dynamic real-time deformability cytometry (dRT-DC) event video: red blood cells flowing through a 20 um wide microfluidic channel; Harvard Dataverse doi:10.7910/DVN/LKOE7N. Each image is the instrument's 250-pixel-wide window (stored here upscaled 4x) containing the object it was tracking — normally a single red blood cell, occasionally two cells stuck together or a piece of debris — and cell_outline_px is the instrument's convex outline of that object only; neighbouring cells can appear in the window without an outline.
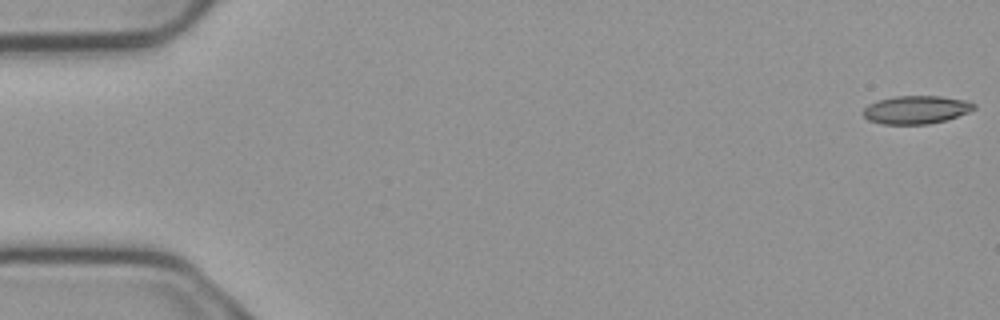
{"species": "common noctule bat (a hibernating species)", "species_latin": "Nyctalus noctula", "temperature_condition": "cold", "stored_images_in_passage": 5, "camera_frame_rate_fps": 3000, "um_per_image_px": 0.085, "animal": {"sex": "male", "body_mass_g": 23.1, "forearm_length_mm": 52.7}, "frame": {"image": 1, "passage_image": 1, "time_ms": 0.0, "image_size_px": [1000, 320], "cell_outline_px": [[976, 108], [968, 112], [944, 120], [928, 124], [880, 124], [868, 120], [864, 116], [864, 108], [868, 104], [880, 100], [896, 96], [940, 96], [968, 100], [976, 104]], "centroid_in_image_um": [77.88, 9.32], "position_along_channel_um": 7.1, "area_um2": 18.09}}